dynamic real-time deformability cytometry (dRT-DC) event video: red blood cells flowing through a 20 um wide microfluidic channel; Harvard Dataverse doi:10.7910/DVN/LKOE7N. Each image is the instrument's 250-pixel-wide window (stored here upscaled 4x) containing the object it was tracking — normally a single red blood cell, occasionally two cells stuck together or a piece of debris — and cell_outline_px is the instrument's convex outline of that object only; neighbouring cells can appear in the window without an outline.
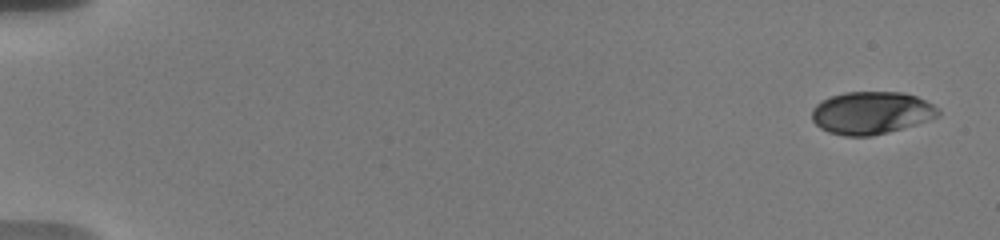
{"species": "human", "species_latin": "Homo sapiens", "temperature_condition": "warm", "stored_images_in_passage": 17, "camera_frame_rate_fps": 3000, "um_per_image_px": 0.085, "donor": {"sex": "male"}, "frame": {"image": 1, "passage_image": 1, "time_ms": 0.0, "image_size_px": [1000, 240], "cell_outline_px": [[940, 116], [916, 124], [888, 132], [872, 136], [844, 136], [828, 132], [820, 128], [812, 120], [812, 108], [816, 104], [832, 96], [844, 92], [904, 92], [916, 96], [932, 104], [940, 112]], "centroid_in_image_um": [74.05, 9.59], "position_along_channel_um": 10.9, "area_um2": 31.27}}
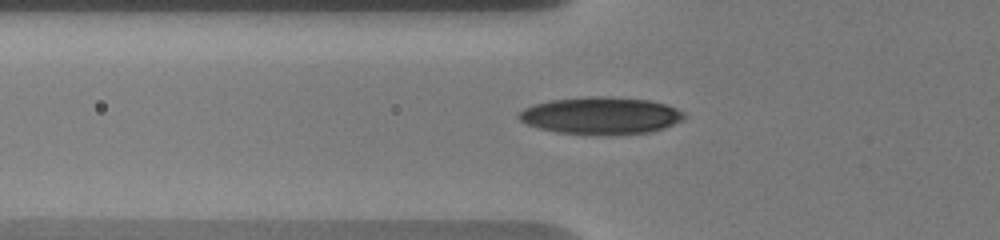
{"frame": {"image": 2, "passage_image": 12, "time_ms": 6.333, "image_size_px": [1000, 240], "cell_outline_px": [[688, 116], [684, 120], [664, 128], [652, 132], [596, 136], [560, 132], [540, 128], [528, 124], [520, 120], [516, 116], [524, 108], [532, 104], [552, 100], [588, 96], [612, 96], [648, 100], [664, 104], [676, 108], [684, 112]], "centroid_in_image_um": [51.11, 9.83], "position_along_channel_um": 74.7, "area_um2": 36.24}}
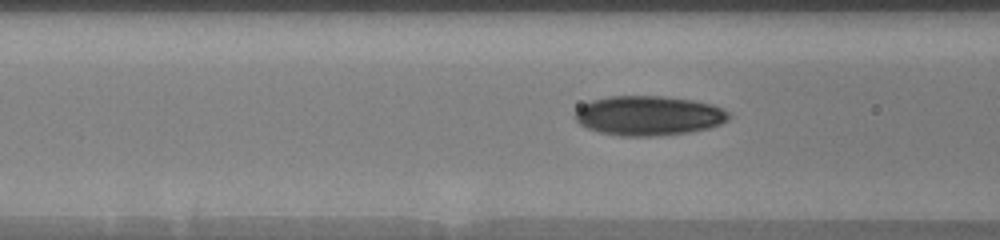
{"frame": {"image": 3, "passage_image": 15, "time_ms": 7.333, "image_size_px": [1000, 240], "cell_outline_px": [[732, 116], [728, 120], [720, 124], [708, 128], [688, 132], [656, 136], [620, 136], [600, 132], [588, 128], [580, 124], [576, 120], [576, 112], [584, 104], [592, 100], [608, 96], [660, 96], [692, 100], [712, 104], [728, 112]], "centroid_in_image_um": [55.15, 9.83], "position_along_channel_um": 111.4, "area_um2": 35.26}}